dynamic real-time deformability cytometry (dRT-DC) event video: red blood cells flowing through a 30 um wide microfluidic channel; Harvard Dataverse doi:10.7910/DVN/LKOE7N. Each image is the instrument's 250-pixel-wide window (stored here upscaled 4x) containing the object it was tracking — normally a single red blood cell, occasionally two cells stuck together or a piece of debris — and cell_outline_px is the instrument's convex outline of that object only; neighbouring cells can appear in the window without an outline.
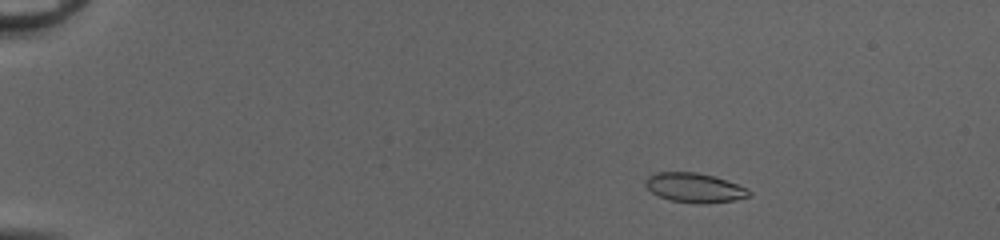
{"species": "common noctule bat (a hibernating species)", "species_latin": "Nyctalus noctula", "temperature_condition": "cold", "stored_images_in_passage": 50, "camera_frame_rate_fps": 3000, "um_per_image_px": 0.085, "animal": {"sex": "female", "body_mass_g": 20.0, "forearm_length_mm": 54.0}, "frame": {"image": 1, "passage_image": 7, "time_ms": 2.0, "image_size_px": [1000, 240], "cell_outline_px": [[752, 196], [732, 200], [704, 204], [696, 204], [668, 200], [652, 192], [644, 184], [644, 180], [648, 176], [656, 172], [696, 172], [712, 176], [748, 188], [752, 192]], "centroid_in_image_um": [59.02, 15.97], "position_along_channel_um": 26.0, "area_um2": 17.8}}
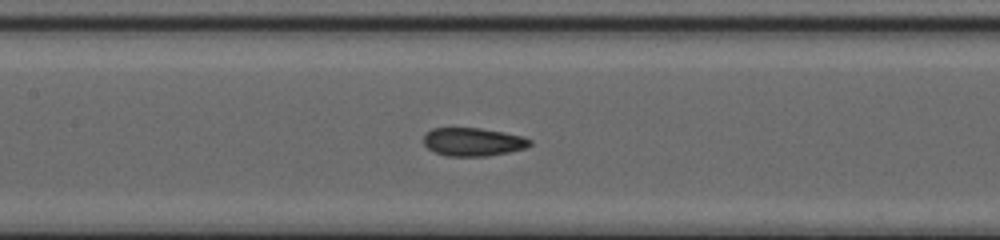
{"frame": {"image": 2, "passage_image": 25, "time_ms": 8.0, "image_size_px": [1000, 240], "cell_outline_px": [[532, 144], [524, 148], [508, 152], [488, 156], [444, 156], [428, 148], [424, 144], [424, 132], [432, 128], [480, 128], [504, 132], [524, 136], [532, 140]], "centroid_in_image_um": [40.2, 12.05], "position_along_channel_um": 167.2, "area_um2": 17.63}}
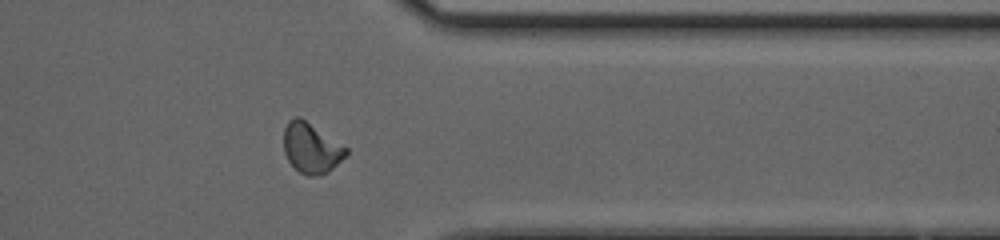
{"frame": {"image": 3, "passage_image": 41, "time_ms": 13.333, "image_size_px": [1000, 240], "cell_outline_px": [[348, 152], [328, 172], [320, 176], [308, 176], [300, 172], [288, 160], [284, 152], [284, 128], [288, 120], [296, 116], [300, 116], [348, 148]], "centroid_in_image_um": [26.44, 12.57], "position_along_channel_um": 385.0, "area_um2": 18.15}, "authors_computed_cell_mechanics": {"area_um2": 17.8024, "velocity_mm_per_s": 4.1774, "shape_relaxation_time_tau1_ms": 10.0434, "shape_relaxation_time_tau2_ms": 1.0548, "deformation_change_tau1": 0.1947, "deformation_change_tau2": 0.0664}}